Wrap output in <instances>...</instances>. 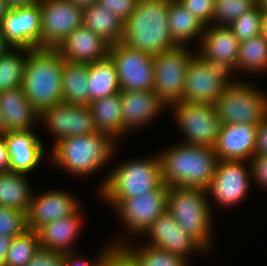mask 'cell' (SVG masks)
I'll list each match as a JSON object with an SVG mask.
<instances>
[{
	"mask_svg": "<svg viewBox=\"0 0 267 266\" xmlns=\"http://www.w3.org/2000/svg\"><path fill=\"white\" fill-rule=\"evenodd\" d=\"M162 181L159 152L117 163L97 187L100 199L113 210L122 200L157 189Z\"/></svg>",
	"mask_w": 267,
	"mask_h": 266,
	"instance_id": "obj_4",
	"label": "cell"
},
{
	"mask_svg": "<svg viewBox=\"0 0 267 266\" xmlns=\"http://www.w3.org/2000/svg\"><path fill=\"white\" fill-rule=\"evenodd\" d=\"M197 44L196 53L203 60L225 67L236 79L234 74L240 42L227 25H206Z\"/></svg>",
	"mask_w": 267,
	"mask_h": 266,
	"instance_id": "obj_19",
	"label": "cell"
},
{
	"mask_svg": "<svg viewBox=\"0 0 267 266\" xmlns=\"http://www.w3.org/2000/svg\"><path fill=\"white\" fill-rule=\"evenodd\" d=\"M87 82L89 103L120 92L115 64L109 56L88 64Z\"/></svg>",
	"mask_w": 267,
	"mask_h": 266,
	"instance_id": "obj_30",
	"label": "cell"
},
{
	"mask_svg": "<svg viewBox=\"0 0 267 266\" xmlns=\"http://www.w3.org/2000/svg\"><path fill=\"white\" fill-rule=\"evenodd\" d=\"M63 61L56 49L35 48L29 51L22 89L39 113L63 102L61 83Z\"/></svg>",
	"mask_w": 267,
	"mask_h": 266,
	"instance_id": "obj_5",
	"label": "cell"
},
{
	"mask_svg": "<svg viewBox=\"0 0 267 266\" xmlns=\"http://www.w3.org/2000/svg\"><path fill=\"white\" fill-rule=\"evenodd\" d=\"M28 230L26 213L0 206V236L16 237Z\"/></svg>",
	"mask_w": 267,
	"mask_h": 266,
	"instance_id": "obj_38",
	"label": "cell"
},
{
	"mask_svg": "<svg viewBox=\"0 0 267 266\" xmlns=\"http://www.w3.org/2000/svg\"><path fill=\"white\" fill-rule=\"evenodd\" d=\"M262 7L257 4L253 9L240 15L228 27L232 30L239 42L260 35Z\"/></svg>",
	"mask_w": 267,
	"mask_h": 266,
	"instance_id": "obj_37",
	"label": "cell"
},
{
	"mask_svg": "<svg viewBox=\"0 0 267 266\" xmlns=\"http://www.w3.org/2000/svg\"><path fill=\"white\" fill-rule=\"evenodd\" d=\"M39 124L53 135L52 146L60 139L89 135L96 131L89 106L57 103L39 113Z\"/></svg>",
	"mask_w": 267,
	"mask_h": 266,
	"instance_id": "obj_15",
	"label": "cell"
},
{
	"mask_svg": "<svg viewBox=\"0 0 267 266\" xmlns=\"http://www.w3.org/2000/svg\"><path fill=\"white\" fill-rule=\"evenodd\" d=\"M260 34L267 40V9L263 7Z\"/></svg>",
	"mask_w": 267,
	"mask_h": 266,
	"instance_id": "obj_50",
	"label": "cell"
},
{
	"mask_svg": "<svg viewBox=\"0 0 267 266\" xmlns=\"http://www.w3.org/2000/svg\"><path fill=\"white\" fill-rule=\"evenodd\" d=\"M168 188L162 183L157 189L136 197L122 200L112 211L126 233L134 237L142 236L158 217L167 210ZM125 225V226H124Z\"/></svg>",
	"mask_w": 267,
	"mask_h": 266,
	"instance_id": "obj_11",
	"label": "cell"
},
{
	"mask_svg": "<svg viewBox=\"0 0 267 266\" xmlns=\"http://www.w3.org/2000/svg\"><path fill=\"white\" fill-rule=\"evenodd\" d=\"M0 33L10 47L41 48L40 4L9 9Z\"/></svg>",
	"mask_w": 267,
	"mask_h": 266,
	"instance_id": "obj_18",
	"label": "cell"
},
{
	"mask_svg": "<svg viewBox=\"0 0 267 266\" xmlns=\"http://www.w3.org/2000/svg\"><path fill=\"white\" fill-rule=\"evenodd\" d=\"M255 155H267V116L257 126Z\"/></svg>",
	"mask_w": 267,
	"mask_h": 266,
	"instance_id": "obj_45",
	"label": "cell"
},
{
	"mask_svg": "<svg viewBox=\"0 0 267 266\" xmlns=\"http://www.w3.org/2000/svg\"><path fill=\"white\" fill-rule=\"evenodd\" d=\"M113 246L114 245L109 240L104 247L102 246L101 250L97 251L98 253H96V256L92 259L82 256L81 253L80 255L77 254V251L63 253V266H104L106 255Z\"/></svg>",
	"mask_w": 267,
	"mask_h": 266,
	"instance_id": "obj_39",
	"label": "cell"
},
{
	"mask_svg": "<svg viewBox=\"0 0 267 266\" xmlns=\"http://www.w3.org/2000/svg\"><path fill=\"white\" fill-rule=\"evenodd\" d=\"M110 45L83 24L72 31L56 48L69 62L90 64L108 56Z\"/></svg>",
	"mask_w": 267,
	"mask_h": 266,
	"instance_id": "obj_23",
	"label": "cell"
},
{
	"mask_svg": "<svg viewBox=\"0 0 267 266\" xmlns=\"http://www.w3.org/2000/svg\"><path fill=\"white\" fill-rule=\"evenodd\" d=\"M168 21L172 39L178 46H188L187 42L201 40L205 25L191 14L178 0H170Z\"/></svg>",
	"mask_w": 267,
	"mask_h": 266,
	"instance_id": "obj_28",
	"label": "cell"
},
{
	"mask_svg": "<svg viewBox=\"0 0 267 266\" xmlns=\"http://www.w3.org/2000/svg\"><path fill=\"white\" fill-rule=\"evenodd\" d=\"M242 78L233 79L215 107L222 124L258 125L267 116V93Z\"/></svg>",
	"mask_w": 267,
	"mask_h": 266,
	"instance_id": "obj_7",
	"label": "cell"
},
{
	"mask_svg": "<svg viewBox=\"0 0 267 266\" xmlns=\"http://www.w3.org/2000/svg\"><path fill=\"white\" fill-rule=\"evenodd\" d=\"M162 181L167 187L207 189L218 163L211 147L175 144L159 153Z\"/></svg>",
	"mask_w": 267,
	"mask_h": 266,
	"instance_id": "obj_3",
	"label": "cell"
},
{
	"mask_svg": "<svg viewBox=\"0 0 267 266\" xmlns=\"http://www.w3.org/2000/svg\"><path fill=\"white\" fill-rule=\"evenodd\" d=\"M78 199L61 189L33 192L26 213L28 230L37 231L49 222L74 214L82 206Z\"/></svg>",
	"mask_w": 267,
	"mask_h": 266,
	"instance_id": "obj_17",
	"label": "cell"
},
{
	"mask_svg": "<svg viewBox=\"0 0 267 266\" xmlns=\"http://www.w3.org/2000/svg\"><path fill=\"white\" fill-rule=\"evenodd\" d=\"M104 266L141 265L138 260L123 245H114L106 255Z\"/></svg>",
	"mask_w": 267,
	"mask_h": 266,
	"instance_id": "obj_41",
	"label": "cell"
},
{
	"mask_svg": "<svg viewBox=\"0 0 267 266\" xmlns=\"http://www.w3.org/2000/svg\"><path fill=\"white\" fill-rule=\"evenodd\" d=\"M10 46L5 42L3 35L0 33V55H2Z\"/></svg>",
	"mask_w": 267,
	"mask_h": 266,
	"instance_id": "obj_52",
	"label": "cell"
},
{
	"mask_svg": "<svg viewBox=\"0 0 267 266\" xmlns=\"http://www.w3.org/2000/svg\"><path fill=\"white\" fill-rule=\"evenodd\" d=\"M8 11H9V7L5 3V0H0V27L2 26V22Z\"/></svg>",
	"mask_w": 267,
	"mask_h": 266,
	"instance_id": "obj_51",
	"label": "cell"
},
{
	"mask_svg": "<svg viewBox=\"0 0 267 266\" xmlns=\"http://www.w3.org/2000/svg\"><path fill=\"white\" fill-rule=\"evenodd\" d=\"M252 180L262 189L267 190V155H254L250 161Z\"/></svg>",
	"mask_w": 267,
	"mask_h": 266,
	"instance_id": "obj_43",
	"label": "cell"
},
{
	"mask_svg": "<svg viewBox=\"0 0 267 266\" xmlns=\"http://www.w3.org/2000/svg\"><path fill=\"white\" fill-rule=\"evenodd\" d=\"M168 108L184 135L182 143L213 148L222 127L215 105L180 100Z\"/></svg>",
	"mask_w": 267,
	"mask_h": 266,
	"instance_id": "obj_8",
	"label": "cell"
},
{
	"mask_svg": "<svg viewBox=\"0 0 267 266\" xmlns=\"http://www.w3.org/2000/svg\"><path fill=\"white\" fill-rule=\"evenodd\" d=\"M123 127L128 132L138 130L156 120L168 107L152 90L120 91Z\"/></svg>",
	"mask_w": 267,
	"mask_h": 266,
	"instance_id": "obj_21",
	"label": "cell"
},
{
	"mask_svg": "<svg viewBox=\"0 0 267 266\" xmlns=\"http://www.w3.org/2000/svg\"><path fill=\"white\" fill-rule=\"evenodd\" d=\"M31 49L9 47L0 55V93L22 87L26 60Z\"/></svg>",
	"mask_w": 267,
	"mask_h": 266,
	"instance_id": "obj_33",
	"label": "cell"
},
{
	"mask_svg": "<svg viewBox=\"0 0 267 266\" xmlns=\"http://www.w3.org/2000/svg\"><path fill=\"white\" fill-rule=\"evenodd\" d=\"M144 236L147 237L144 245L165 250L188 262L191 256H195L194 254L200 256L209 254L196 240L184 232L167 210L152 223L142 235Z\"/></svg>",
	"mask_w": 267,
	"mask_h": 266,
	"instance_id": "obj_16",
	"label": "cell"
},
{
	"mask_svg": "<svg viewBox=\"0 0 267 266\" xmlns=\"http://www.w3.org/2000/svg\"><path fill=\"white\" fill-rule=\"evenodd\" d=\"M88 64L64 60L62 67V98L64 103L89 105Z\"/></svg>",
	"mask_w": 267,
	"mask_h": 266,
	"instance_id": "obj_31",
	"label": "cell"
},
{
	"mask_svg": "<svg viewBox=\"0 0 267 266\" xmlns=\"http://www.w3.org/2000/svg\"><path fill=\"white\" fill-rule=\"evenodd\" d=\"M10 171L9 152L5 137H0V173Z\"/></svg>",
	"mask_w": 267,
	"mask_h": 266,
	"instance_id": "obj_46",
	"label": "cell"
},
{
	"mask_svg": "<svg viewBox=\"0 0 267 266\" xmlns=\"http://www.w3.org/2000/svg\"><path fill=\"white\" fill-rule=\"evenodd\" d=\"M0 112L8 132L34 130L39 112L29 102L22 87L0 93Z\"/></svg>",
	"mask_w": 267,
	"mask_h": 266,
	"instance_id": "obj_25",
	"label": "cell"
},
{
	"mask_svg": "<svg viewBox=\"0 0 267 266\" xmlns=\"http://www.w3.org/2000/svg\"><path fill=\"white\" fill-rule=\"evenodd\" d=\"M13 237L11 236H0V266L5 265L7 252L11 246Z\"/></svg>",
	"mask_w": 267,
	"mask_h": 266,
	"instance_id": "obj_47",
	"label": "cell"
},
{
	"mask_svg": "<svg viewBox=\"0 0 267 266\" xmlns=\"http://www.w3.org/2000/svg\"><path fill=\"white\" fill-rule=\"evenodd\" d=\"M40 10L41 48L56 49L83 24V9L69 0H42Z\"/></svg>",
	"mask_w": 267,
	"mask_h": 266,
	"instance_id": "obj_14",
	"label": "cell"
},
{
	"mask_svg": "<svg viewBox=\"0 0 267 266\" xmlns=\"http://www.w3.org/2000/svg\"><path fill=\"white\" fill-rule=\"evenodd\" d=\"M258 4H259L261 7L267 9V0H258Z\"/></svg>",
	"mask_w": 267,
	"mask_h": 266,
	"instance_id": "obj_54",
	"label": "cell"
},
{
	"mask_svg": "<svg viewBox=\"0 0 267 266\" xmlns=\"http://www.w3.org/2000/svg\"><path fill=\"white\" fill-rule=\"evenodd\" d=\"M26 266H63V253L41 248Z\"/></svg>",
	"mask_w": 267,
	"mask_h": 266,
	"instance_id": "obj_44",
	"label": "cell"
},
{
	"mask_svg": "<svg viewBox=\"0 0 267 266\" xmlns=\"http://www.w3.org/2000/svg\"><path fill=\"white\" fill-rule=\"evenodd\" d=\"M108 56L115 64L120 91L153 89L154 58L133 50L122 42L109 47Z\"/></svg>",
	"mask_w": 267,
	"mask_h": 266,
	"instance_id": "obj_13",
	"label": "cell"
},
{
	"mask_svg": "<svg viewBox=\"0 0 267 266\" xmlns=\"http://www.w3.org/2000/svg\"><path fill=\"white\" fill-rule=\"evenodd\" d=\"M191 14L205 26L212 24L214 0H178Z\"/></svg>",
	"mask_w": 267,
	"mask_h": 266,
	"instance_id": "obj_40",
	"label": "cell"
},
{
	"mask_svg": "<svg viewBox=\"0 0 267 266\" xmlns=\"http://www.w3.org/2000/svg\"><path fill=\"white\" fill-rule=\"evenodd\" d=\"M257 126L254 124H222L213 146L218 160L250 161L255 155Z\"/></svg>",
	"mask_w": 267,
	"mask_h": 266,
	"instance_id": "obj_20",
	"label": "cell"
},
{
	"mask_svg": "<svg viewBox=\"0 0 267 266\" xmlns=\"http://www.w3.org/2000/svg\"><path fill=\"white\" fill-rule=\"evenodd\" d=\"M71 3L77 5L81 9H86L89 6L98 3V0H69Z\"/></svg>",
	"mask_w": 267,
	"mask_h": 266,
	"instance_id": "obj_49",
	"label": "cell"
},
{
	"mask_svg": "<svg viewBox=\"0 0 267 266\" xmlns=\"http://www.w3.org/2000/svg\"><path fill=\"white\" fill-rule=\"evenodd\" d=\"M233 79L225 67L213 65L196 53L187 66L181 101L215 105Z\"/></svg>",
	"mask_w": 267,
	"mask_h": 266,
	"instance_id": "obj_9",
	"label": "cell"
},
{
	"mask_svg": "<svg viewBox=\"0 0 267 266\" xmlns=\"http://www.w3.org/2000/svg\"><path fill=\"white\" fill-rule=\"evenodd\" d=\"M242 72L244 76L267 72V40L261 34L240 42L236 73Z\"/></svg>",
	"mask_w": 267,
	"mask_h": 266,
	"instance_id": "obj_32",
	"label": "cell"
},
{
	"mask_svg": "<svg viewBox=\"0 0 267 266\" xmlns=\"http://www.w3.org/2000/svg\"><path fill=\"white\" fill-rule=\"evenodd\" d=\"M83 25L110 46L122 42L124 22L97 3L83 9Z\"/></svg>",
	"mask_w": 267,
	"mask_h": 266,
	"instance_id": "obj_27",
	"label": "cell"
},
{
	"mask_svg": "<svg viewBox=\"0 0 267 266\" xmlns=\"http://www.w3.org/2000/svg\"><path fill=\"white\" fill-rule=\"evenodd\" d=\"M42 0H5L9 9H16L21 7H29L40 4Z\"/></svg>",
	"mask_w": 267,
	"mask_h": 266,
	"instance_id": "obj_48",
	"label": "cell"
},
{
	"mask_svg": "<svg viewBox=\"0 0 267 266\" xmlns=\"http://www.w3.org/2000/svg\"><path fill=\"white\" fill-rule=\"evenodd\" d=\"M121 238L112 240L111 243L113 245H123L141 266H191L190 262L165 250L144 244L138 246V243L133 245V243H129L128 238Z\"/></svg>",
	"mask_w": 267,
	"mask_h": 266,
	"instance_id": "obj_34",
	"label": "cell"
},
{
	"mask_svg": "<svg viewBox=\"0 0 267 266\" xmlns=\"http://www.w3.org/2000/svg\"><path fill=\"white\" fill-rule=\"evenodd\" d=\"M205 189L169 187L167 211L177 224L208 253L213 244V209Z\"/></svg>",
	"mask_w": 267,
	"mask_h": 266,
	"instance_id": "obj_6",
	"label": "cell"
},
{
	"mask_svg": "<svg viewBox=\"0 0 267 266\" xmlns=\"http://www.w3.org/2000/svg\"><path fill=\"white\" fill-rule=\"evenodd\" d=\"M10 171L29 176L44 160L45 145L34 130L8 132L5 136Z\"/></svg>",
	"mask_w": 267,
	"mask_h": 266,
	"instance_id": "obj_22",
	"label": "cell"
},
{
	"mask_svg": "<svg viewBox=\"0 0 267 266\" xmlns=\"http://www.w3.org/2000/svg\"><path fill=\"white\" fill-rule=\"evenodd\" d=\"M193 49L191 51L190 46H178L153 57L154 80L152 91L167 107L179 102L183 97L187 66L196 54Z\"/></svg>",
	"mask_w": 267,
	"mask_h": 266,
	"instance_id": "obj_10",
	"label": "cell"
},
{
	"mask_svg": "<svg viewBox=\"0 0 267 266\" xmlns=\"http://www.w3.org/2000/svg\"><path fill=\"white\" fill-rule=\"evenodd\" d=\"M26 174L13 171L0 173V206L27 213L34 190Z\"/></svg>",
	"mask_w": 267,
	"mask_h": 266,
	"instance_id": "obj_29",
	"label": "cell"
},
{
	"mask_svg": "<svg viewBox=\"0 0 267 266\" xmlns=\"http://www.w3.org/2000/svg\"><path fill=\"white\" fill-rule=\"evenodd\" d=\"M7 134V130H6V127H5V123H4V120H3V116L0 112V137H3Z\"/></svg>",
	"mask_w": 267,
	"mask_h": 266,
	"instance_id": "obj_53",
	"label": "cell"
},
{
	"mask_svg": "<svg viewBox=\"0 0 267 266\" xmlns=\"http://www.w3.org/2000/svg\"><path fill=\"white\" fill-rule=\"evenodd\" d=\"M170 0H138L136 9L124 22L122 43L155 57L178 47L168 21Z\"/></svg>",
	"mask_w": 267,
	"mask_h": 266,
	"instance_id": "obj_1",
	"label": "cell"
},
{
	"mask_svg": "<svg viewBox=\"0 0 267 266\" xmlns=\"http://www.w3.org/2000/svg\"><path fill=\"white\" fill-rule=\"evenodd\" d=\"M138 0H98L99 5L125 22L136 9Z\"/></svg>",
	"mask_w": 267,
	"mask_h": 266,
	"instance_id": "obj_42",
	"label": "cell"
},
{
	"mask_svg": "<svg viewBox=\"0 0 267 266\" xmlns=\"http://www.w3.org/2000/svg\"><path fill=\"white\" fill-rule=\"evenodd\" d=\"M117 143L108 134L101 132L65 137L52 146L48 154L49 162L71 173L72 177H89L115 157Z\"/></svg>",
	"mask_w": 267,
	"mask_h": 266,
	"instance_id": "obj_2",
	"label": "cell"
},
{
	"mask_svg": "<svg viewBox=\"0 0 267 266\" xmlns=\"http://www.w3.org/2000/svg\"><path fill=\"white\" fill-rule=\"evenodd\" d=\"M81 206L74 214L49 222L37 230L42 249L69 253L78 251L75 242L81 233L83 214ZM74 243V244H73ZM74 247V248H73Z\"/></svg>",
	"mask_w": 267,
	"mask_h": 266,
	"instance_id": "obj_24",
	"label": "cell"
},
{
	"mask_svg": "<svg viewBox=\"0 0 267 266\" xmlns=\"http://www.w3.org/2000/svg\"><path fill=\"white\" fill-rule=\"evenodd\" d=\"M212 24L229 25L240 15L253 9L257 0H214Z\"/></svg>",
	"mask_w": 267,
	"mask_h": 266,
	"instance_id": "obj_36",
	"label": "cell"
},
{
	"mask_svg": "<svg viewBox=\"0 0 267 266\" xmlns=\"http://www.w3.org/2000/svg\"><path fill=\"white\" fill-rule=\"evenodd\" d=\"M97 132L108 134L116 142L128 132L123 127L120 93L89 103Z\"/></svg>",
	"mask_w": 267,
	"mask_h": 266,
	"instance_id": "obj_26",
	"label": "cell"
},
{
	"mask_svg": "<svg viewBox=\"0 0 267 266\" xmlns=\"http://www.w3.org/2000/svg\"><path fill=\"white\" fill-rule=\"evenodd\" d=\"M39 249L37 231L27 230L24 234L13 237L4 266H26Z\"/></svg>",
	"mask_w": 267,
	"mask_h": 266,
	"instance_id": "obj_35",
	"label": "cell"
},
{
	"mask_svg": "<svg viewBox=\"0 0 267 266\" xmlns=\"http://www.w3.org/2000/svg\"><path fill=\"white\" fill-rule=\"evenodd\" d=\"M248 161L218 160L215 174L206 189L208 197L221 207L230 208L240 204L249 193L252 183Z\"/></svg>",
	"mask_w": 267,
	"mask_h": 266,
	"instance_id": "obj_12",
	"label": "cell"
}]
</instances>
